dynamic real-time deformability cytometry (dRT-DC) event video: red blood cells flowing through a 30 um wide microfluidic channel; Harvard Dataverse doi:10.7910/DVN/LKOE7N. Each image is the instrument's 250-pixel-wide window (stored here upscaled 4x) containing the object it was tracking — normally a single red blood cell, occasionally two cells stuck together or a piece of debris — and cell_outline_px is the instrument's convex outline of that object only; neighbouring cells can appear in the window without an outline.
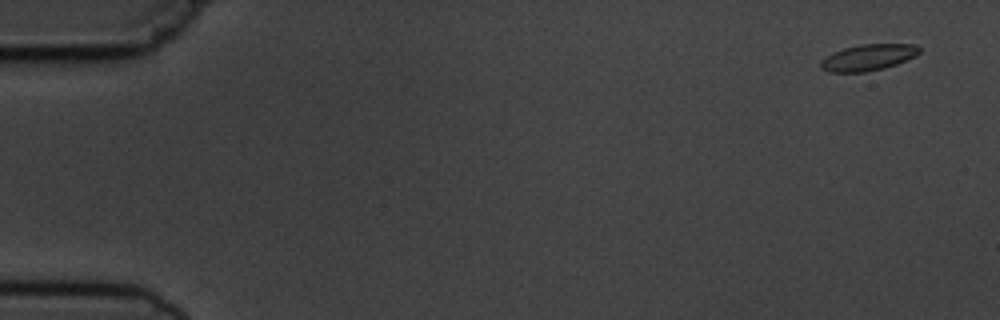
{"species": "common noctule bat (a hibernating species)", "species_latin": "Nyctalus noctula", "temperature_condition": "cold", "stored_images_in_passage": 5, "camera_frame_rate_fps": 3000, "um_per_image_px": 0.085, "animal": {"sex": "male", "body_mass_g": 19.5, "forearm_length_mm": 54.6}, "frame": {"image": 1, "passage_image": 1, "time_ms": 0.0, "image_size_px": [1000, 320], "cell_outline_px": [[920, 52], [916, 56], [896, 64], [884, 68], [864, 72], [828, 72], [820, 68], [820, 60], [832, 52], [844, 48], [860, 44], [916, 44], [920, 48]], "centroid_in_image_um": [73.77, 4.88], "position_along_channel_um": 11.2, "area_um2": 15.2}}
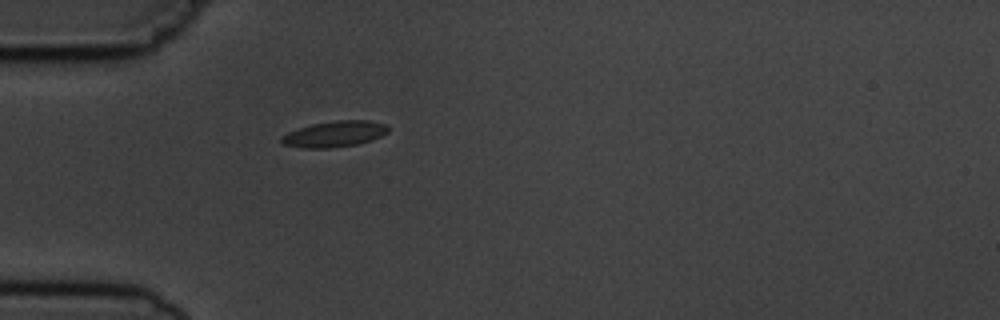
{"frame": {"image": 2, "passage_image": 5, "time_ms": 4.667, "image_size_px": [1000, 320], "cell_outline_px": [[388, 132], [372, 140], [356, 144], [332, 148], [300, 148], [284, 144], [280, 140], [280, 136], [288, 132], [312, 124], [336, 120], [368, 120], [388, 124]], "centroid_in_image_um": [28.44, 11.39], "position_along_channel_um": 56.6, "area_um2": 16.18}}